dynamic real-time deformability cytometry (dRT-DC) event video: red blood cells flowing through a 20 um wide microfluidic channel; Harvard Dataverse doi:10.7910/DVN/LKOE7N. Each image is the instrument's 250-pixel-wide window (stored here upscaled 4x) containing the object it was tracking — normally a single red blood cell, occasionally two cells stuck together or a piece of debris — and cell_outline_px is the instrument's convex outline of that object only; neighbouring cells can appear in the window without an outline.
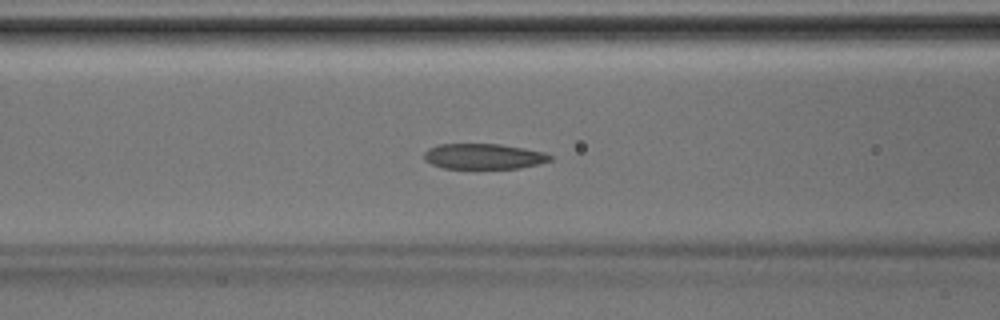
{"species": "Egyptian fruit bat (a non-hibernating species)", "species_latin": "Rousettus aegyptiacus", "temperature_condition": "room temperature", "stored_images_in_passage": 41, "camera_frame_rate_fps": 3000, "um_per_image_px": 0.085, "animal": {"sex": "male"}, "frame": {"image": 1, "passage_image": 15, "time_ms": 4.667, "image_size_px": [1000, 320], "cell_outline_px": [[552, 160], [520, 168], [444, 168], [432, 164], [424, 160], [424, 152], [428, 148], [436, 144], [500, 144], [524, 148], [544, 152], [552, 156]], "centroid_in_image_um": [41.08, 13.28], "position_along_channel_um": 125.5, "area_um2": 18.67}}
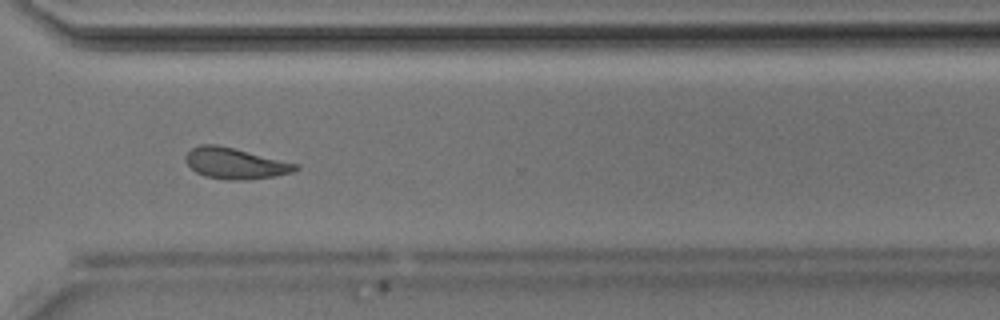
{"frame": {"image": 2, "passage_image": 29, "time_ms": 9.333, "image_size_px": [1000, 320], "cell_outline_px": [[300, 168], [292, 172], [272, 176], [248, 180], [228, 180], [204, 176], [196, 172], [184, 160], [184, 156], [192, 148], [200, 144], [216, 144], [300, 164]], "centroid_in_image_um": [19.98, 13.89], "position_along_channel_um": 350.6, "area_um2": 19.83}}
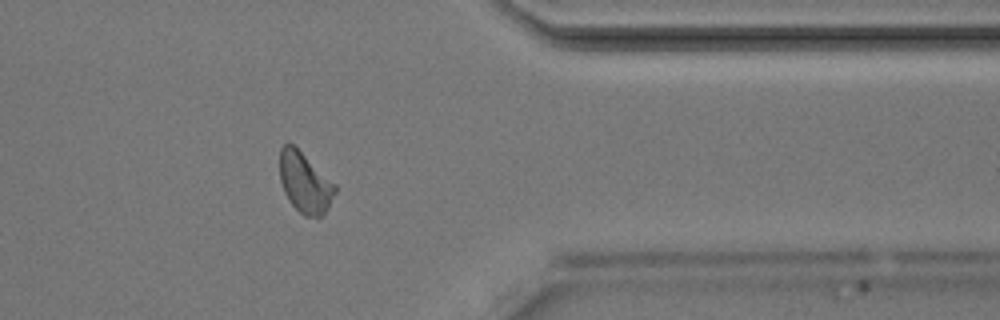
{"frame": {"image": 3, "passage_image": 32, "time_ms": 10.333, "image_size_px": [1000, 320], "cell_outline_px": [[336, 192], [328, 208], [320, 216], [304, 216], [288, 200], [284, 192], [280, 180], [280, 148], [284, 144], [292, 144], [336, 184]], "centroid_in_image_um": [25.91, 15.53], "position_along_channel_um": 385.5, "area_um2": 19.19}}